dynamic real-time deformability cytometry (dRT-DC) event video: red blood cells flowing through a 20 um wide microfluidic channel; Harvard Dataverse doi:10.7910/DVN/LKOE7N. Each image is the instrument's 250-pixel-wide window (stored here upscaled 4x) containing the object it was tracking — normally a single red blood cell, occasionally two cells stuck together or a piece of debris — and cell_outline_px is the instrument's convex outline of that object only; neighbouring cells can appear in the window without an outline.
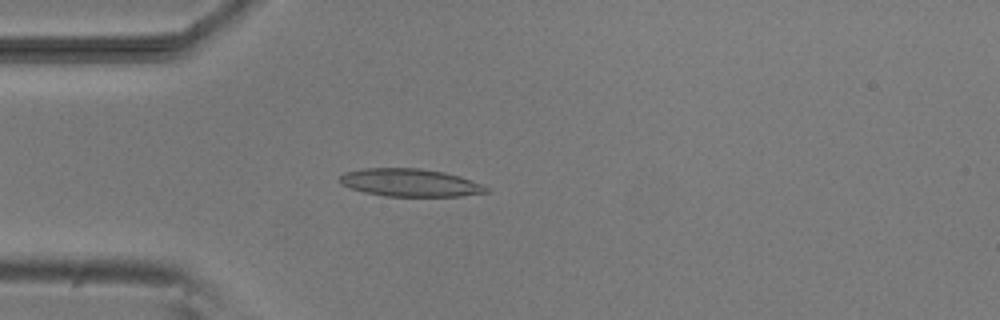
{"species": "common noctule bat (a hibernating species)", "species_latin": "Nyctalus noctula", "temperature_condition": "room temperature", "stored_images_in_passage": 4, "camera_frame_rate_fps": 3000, "um_per_image_px": 0.085, "animal": {"sex": "male", "body_mass_g": 20.5, "forearm_length_mm": 52.5}, "frame": {"image": 1, "passage_image": 4, "time_ms": 3.333, "image_size_px": [1000, 320], "cell_outline_px": [[488, 192], [460, 196], [384, 196], [364, 192], [340, 184], [340, 176], [344, 172], [364, 168], [420, 168], [444, 172], [484, 184], [488, 188]], "centroid_in_image_um": [34.85, 15.52], "position_along_channel_um": 50.2, "area_um2": 23.64}}